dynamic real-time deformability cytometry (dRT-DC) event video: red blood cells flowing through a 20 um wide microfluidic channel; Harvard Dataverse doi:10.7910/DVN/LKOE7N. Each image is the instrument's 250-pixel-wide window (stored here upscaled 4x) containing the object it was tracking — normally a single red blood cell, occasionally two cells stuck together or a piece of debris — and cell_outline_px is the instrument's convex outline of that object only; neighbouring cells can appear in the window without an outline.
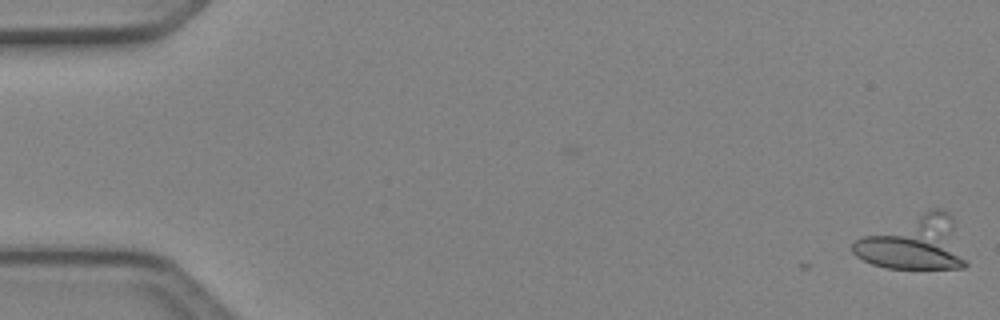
{"species": "Egyptian fruit bat (a non-hibernating species)", "species_latin": "Rousettus aegyptiacus", "temperature_condition": "cold", "stored_images_in_passage": 3, "camera_frame_rate_fps": 3000, "um_per_image_px": 0.085, "animal": {"sex": "female"}, "frame": {"image": 1, "passage_image": 1, "time_ms": 0.0, "image_size_px": [1000, 320], "cell_outline_px": [[968, 264], [964, 268], [888, 268], [872, 264], [856, 256], [852, 252], [852, 244], [856, 240], [864, 236], [928, 208], [940, 208], [948, 212], [952, 216]], "centroid_in_image_um": [77.75, 20.66], "position_along_channel_um": 7.2, "area_um2": 35.49}}